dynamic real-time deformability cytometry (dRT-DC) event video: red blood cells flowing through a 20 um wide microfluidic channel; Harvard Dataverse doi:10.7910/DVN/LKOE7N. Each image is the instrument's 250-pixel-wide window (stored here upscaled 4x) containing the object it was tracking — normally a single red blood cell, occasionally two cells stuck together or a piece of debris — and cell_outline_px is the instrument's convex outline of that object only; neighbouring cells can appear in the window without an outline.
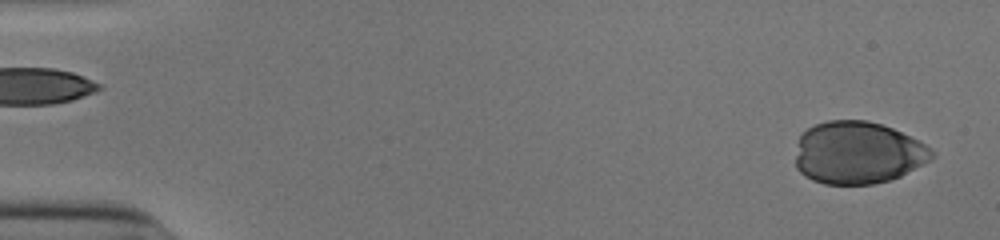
{"species": "human", "species_latin": "Homo sapiens", "temperature_condition": "cold", "stored_images_in_passage": 42, "camera_frame_rate_fps": 3000, "um_per_image_px": 0.085, "donor": {"sex": "male"}, "frame": {"image": 1, "passage_image": 2, "time_ms": 0.333, "image_size_px": [1000, 240], "cell_outline_px": [[936, 156], [932, 160], [892, 180], [872, 184], [824, 184], [812, 180], [804, 176], [796, 168], [796, 156], [800, 136], [808, 128], [816, 124], [828, 120], [868, 120], [892, 128], [924, 144]], "centroid_in_image_um": [72.9, 13.0], "position_along_channel_um": 12.1, "area_um2": 49.48}}
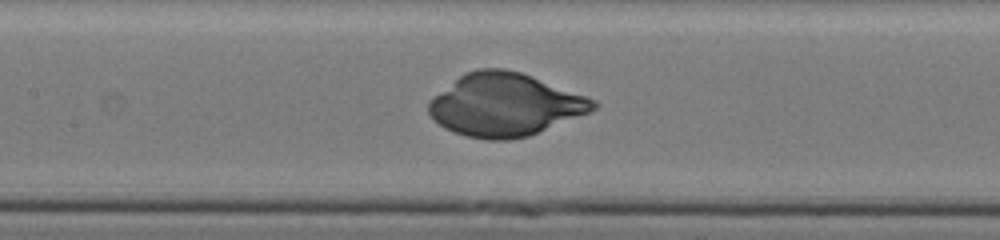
{"frame": {"image": 2, "passage_image": 25, "time_ms": 8.0, "image_size_px": [1000, 240], "cell_outline_px": [[600, 104], [596, 108], [588, 112], [528, 136], [508, 140], [488, 140], [468, 136], [444, 128], [428, 112], [428, 104], [436, 96], [464, 72], [476, 68], [504, 68], [520, 72], [596, 100]], "centroid_in_image_um": [42.92, 8.9], "position_along_channel_um": 164.5, "area_um2": 59.19}}
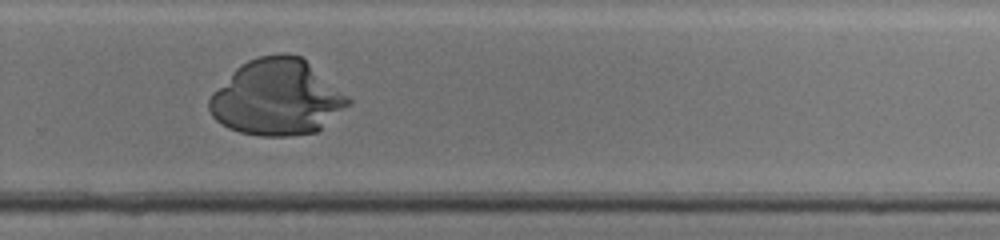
{"frame": {"image": 3, "passage_image": 36, "time_ms": 11.667, "image_size_px": [1000, 240], "cell_outline_px": [[352, 104], [316, 132], [288, 136], [260, 136], [240, 132], [228, 128], [220, 124], [212, 116], [208, 108], [208, 100], [212, 92], [240, 64], [248, 60], [260, 56], [300, 56], [348, 96], [352, 100]], "centroid_in_image_um": [23.51, 8.33], "position_along_channel_um": 306.3, "area_um2": 60.86}}